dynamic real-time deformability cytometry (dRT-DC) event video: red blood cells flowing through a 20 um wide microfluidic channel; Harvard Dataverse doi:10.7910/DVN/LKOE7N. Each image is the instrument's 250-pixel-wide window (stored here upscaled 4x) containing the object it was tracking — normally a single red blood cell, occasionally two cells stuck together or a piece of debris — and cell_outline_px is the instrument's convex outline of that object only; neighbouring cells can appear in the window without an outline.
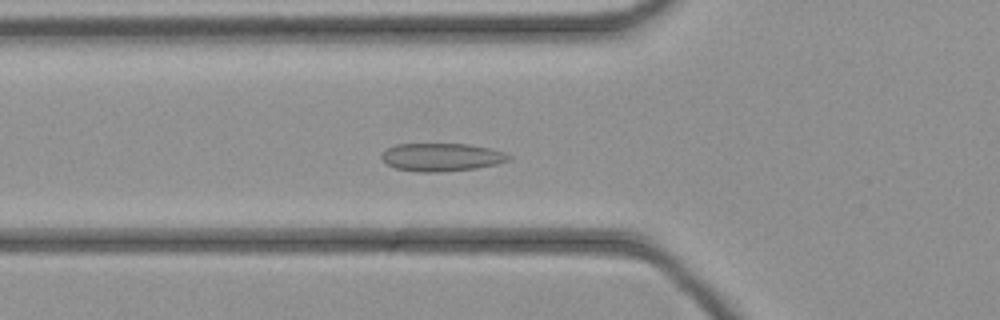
{"species": "common noctule bat (a hibernating species)", "species_latin": "Nyctalus noctula", "temperature_condition": "cold", "stored_images_in_passage": 45, "camera_frame_rate_fps": 3000, "um_per_image_px": 0.085, "animal": {"sex": "female", "body_mass_g": 21.9}, "frame": {"image": 1, "passage_image": 15, "time_ms": 4.667, "image_size_px": [1000, 320], "cell_outline_px": [[512, 160], [496, 164], [476, 168], [440, 172], [420, 172], [396, 168], [380, 160], [380, 156], [388, 148], [396, 144], [468, 144], [488, 148], [504, 152], [512, 156]], "centroid_in_image_um": [37.54, 13.36], "position_along_channel_um": 88.3, "area_um2": 20.75}}
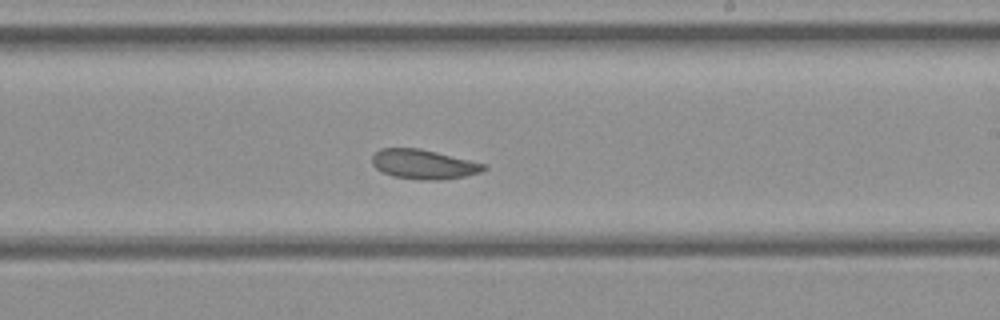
{"frame": {"image": 2, "passage_image": 26, "time_ms": 8.333, "image_size_px": [1000, 320], "cell_outline_px": [[488, 168], [480, 172], [464, 176], [444, 180], [420, 180], [392, 176], [376, 168], [372, 164], [372, 156], [380, 148], [420, 148], [488, 164]], "centroid_in_image_um": [36.04, 13.96], "position_along_channel_um": 253.0, "area_um2": 19.36}}
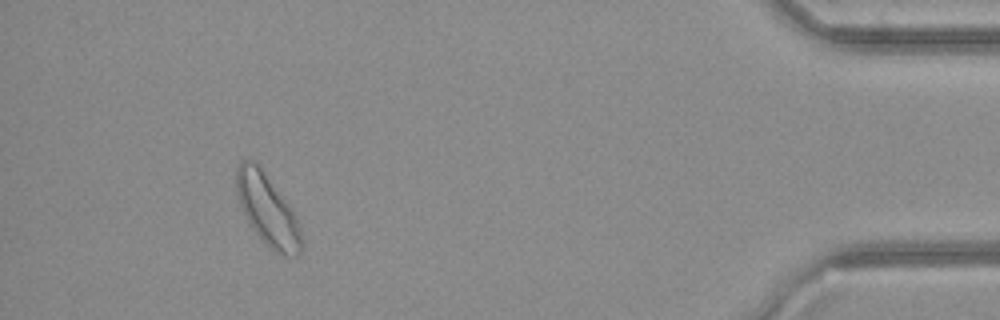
{"frame": {"image": 3, "passage_image": 41, "time_ms": 13.333, "image_size_px": [1000, 320], "cell_outline_px": [[304, 248], [300, 256], [284, 256], [268, 248], [252, 228], [240, 204], [236, 192], [236, 168], [240, 160], [252, 160], [260, 168], [292, 208], [300, 224], [304, 244]], "centroid_in_image_um": [22.79, 17.92], "position_along_channel_um": 412.4, "area_um2": 27.17}}